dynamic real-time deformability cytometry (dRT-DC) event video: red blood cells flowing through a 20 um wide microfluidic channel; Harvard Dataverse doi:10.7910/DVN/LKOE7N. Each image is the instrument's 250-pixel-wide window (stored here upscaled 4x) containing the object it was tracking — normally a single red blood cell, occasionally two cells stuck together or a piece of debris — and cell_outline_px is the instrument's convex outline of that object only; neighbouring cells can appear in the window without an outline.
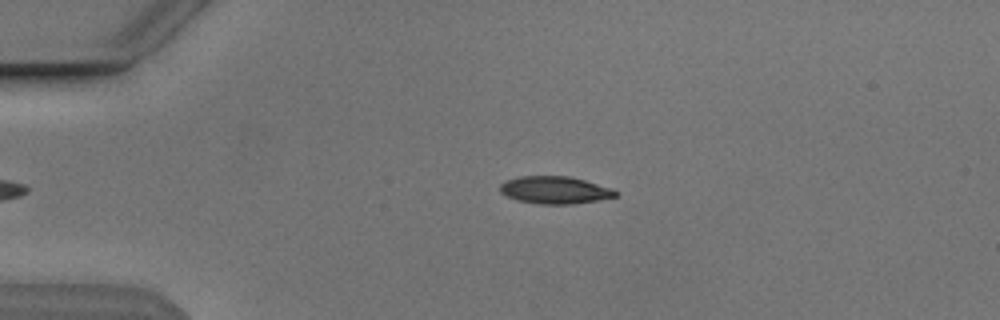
{"species": "Egyptian fruit bat (a non-hibernating species)", "species_latin": "Rousettus aegyptiacus", "temperature_condition": "cold", "stored_images_in_passage": 47, "camera_frame_rate_fps": 3000, "um_per_image_px": 0.085, "animal": {"sex": "male"}, "frame": {"image": 1, "passage_image": 6, "time_ms": 1.667, "image_size_px": [1000, 320], "cell_outline_px": [[620, 192], [616, 196], [596, 200], [572, 204], [540, 204], [516, 200], [500, 192], [500, 184], [508, 180], [520, 176], [568, 176], [584, 180], [612, 188]], "centroid_in_image_um": [47.17, 16.15], "position_along_channel_um": 37.8, "area_um2": 18.32}}
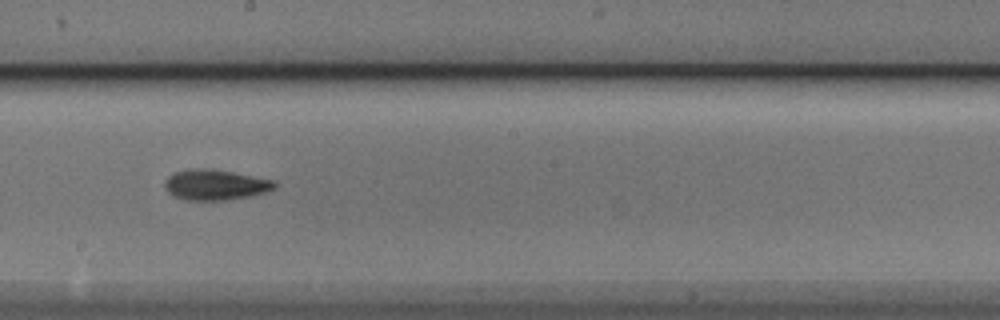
{"frame": {"image": 2, "passage_image": 24, "time_ms": 7.667, "image_size_px": [1000, 320], "cell_outline_px": [[276, 188], [268, 192], [252, 196], [228, 200], [184, 200], [172, 196], [164, 188], [164, 180], [168, 176], [176, 172], [192, 168], [204, 168], [232, 172], [276, 180]], "centroid_in_image_um": [18.31, 15.72], "position_along_channel_um": 229.9, "area_um2": 19.83}}
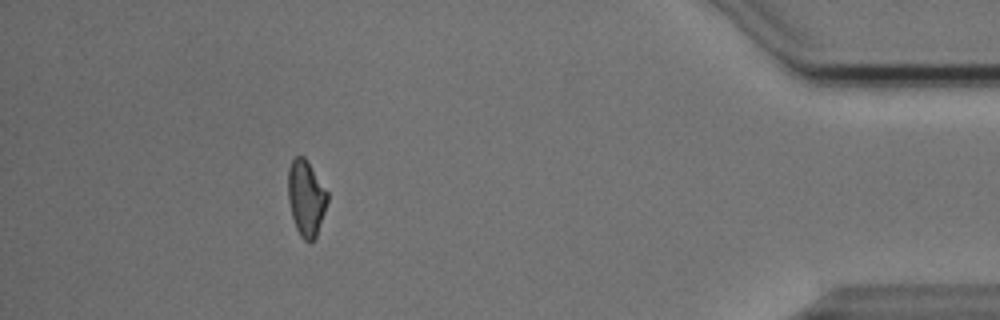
{"frame": {"image": 3, "passage_image": 42, "time_ms": 13.667, "image_size_px": [1000, 320], "cell_outline_px": [[328, 200], [316, 236], [308, 244], [300, 236], [296, 228], [292, 216], [288, 200], [288, 168], [292, 160], [296, 156], [304, 156], [328, 192]], "centroid_in_image_um": [26.0, 16.84], "position_along_channel_um": 409.2, "area_um2": 17.28}, "authors_computed_cell_mechanics": {"area_um2": 18.0914, "velocity_mm_per_s": 3.8522, "shape_relaxation_time_tau1_ms": 3.738, "shape_relaxation_time_tau2_ms": 6.9403, "deformation_change_tau1": 0.139, "deformation_change_tau2": 0.1453}}